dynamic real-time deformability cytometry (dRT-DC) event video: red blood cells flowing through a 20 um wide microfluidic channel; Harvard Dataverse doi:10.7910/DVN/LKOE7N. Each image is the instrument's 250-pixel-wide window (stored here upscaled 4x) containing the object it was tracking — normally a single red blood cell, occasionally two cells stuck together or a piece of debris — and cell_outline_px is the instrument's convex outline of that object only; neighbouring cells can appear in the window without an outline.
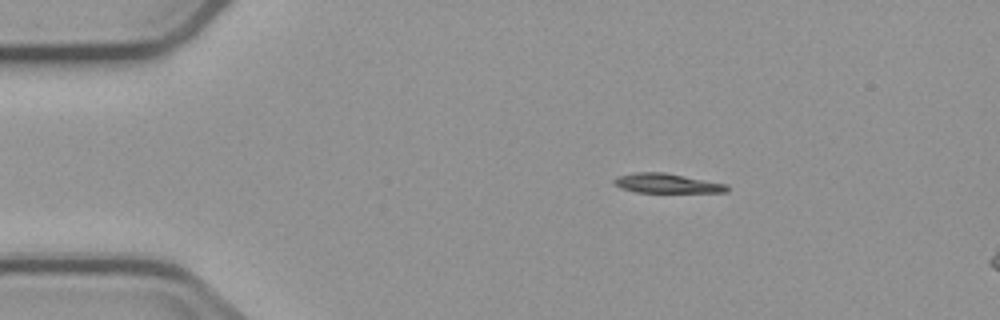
{"species": "common noctule bat (a hibernating species)", "species_latin": "Nyctalus noctula", "temperature_condition": "cold", "stored_images_in_passage": 4, "camera_frame_rate_fps": 3000, "um_per_image_px": 0.085, "animal": {"sex": "male", "body_mass_g": 23.1, "forearm_length_mm": 52.7}, "frame": {"image": 1, "passage_image": 2, "time_ms": 1.333, "image_size_px": [1000, 320], "cell_outline_px": [[728, 192], [636, 192], [620, 188], [612, 184], [612, 180], [620, 176], [636, 172], [664, 172], [728, 184]], "centroid_in_image_um": [56.66, 15.58], "position_along_channel_um": 28.3, "area_um2": 12.83}}